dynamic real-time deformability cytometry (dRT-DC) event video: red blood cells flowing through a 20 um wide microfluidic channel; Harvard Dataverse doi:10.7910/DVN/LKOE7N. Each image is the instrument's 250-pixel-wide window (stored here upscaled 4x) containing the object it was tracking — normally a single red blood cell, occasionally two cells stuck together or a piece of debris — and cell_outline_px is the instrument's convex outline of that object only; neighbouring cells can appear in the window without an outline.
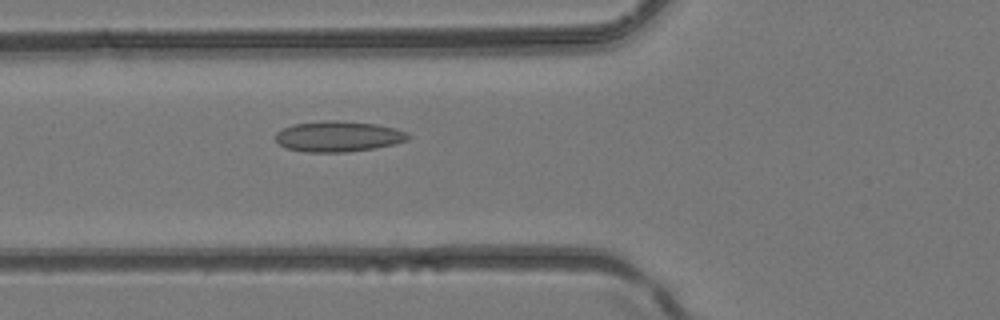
{"species": "common noctule bat (a hibernating species)", "species_latin": "Nyctalus noctula", "temperature_condition": "room temperature", "stored_images_in_passage": 33, "camera_frame_rate_fps": 3000, "um_per_image_px": 0.085, "animal": {"sex": "female", "body_mass_g": 24.6, "forearm_length_mm": 56.2}, "frame": {"image": 1, "passage_image": 6, "time_ms": 1.667, "image_size_px": [1000, 320], "cell_outline_px": [[412, 136], [408, 140], [392, 144], [372, 148], [344, 152], [308, 152], [288, 148], [280, 144], [276, 140], [276, 132], [292, 124], [328, 120], [336, 120], [376, 124], [396, 128], [408, 132]], "centroid_in_image_um": [28.78, 11.58], "position_along_channel_um": 97.0, "area_um2": 23.52}}
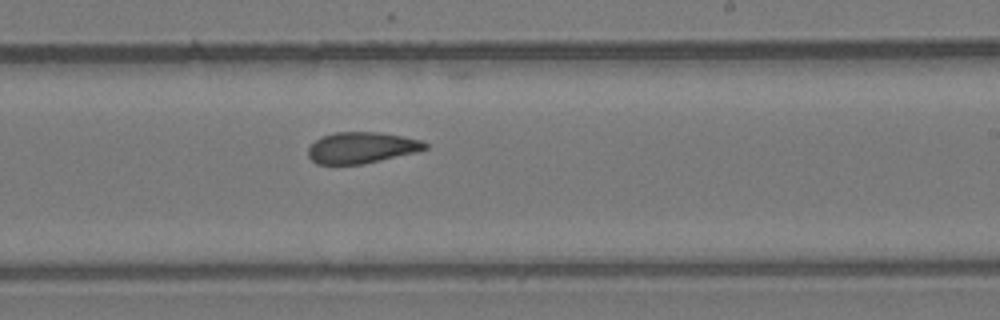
{"frame": {"image": 2, "passage_image": 16, "time_ms": 5.0, "image_size_px": [1000, 320], "cell_outline_px": [[428, 148], [416, 152], [380, 160], [360, 164], [316, 164], [308, 156], [308, 148], [320, 136], [336, 132], [380, 132], [420, 140], [428, 144]], "centroid_in_image_um": [30.71, 12.55], "position_along_channel_um": 258.3, "area_um2": 21.1}}
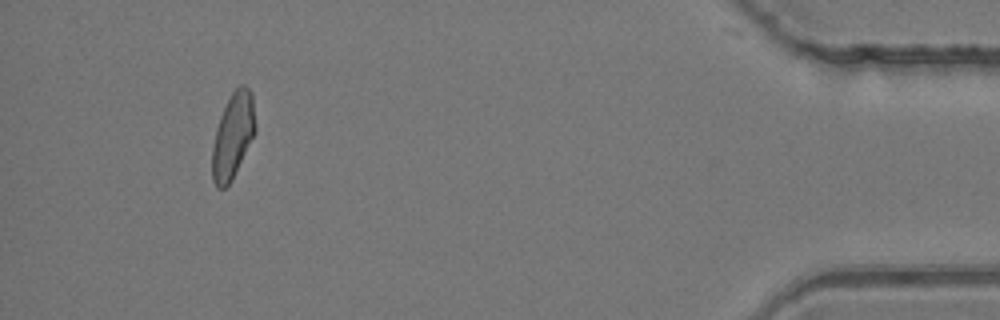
{"frame": {"image": 3, "passage_image": 30, "time_ms": 9.667, "image_size_px": [1000, 320], "cell_outline_px": [[256, 132], [232, 180], [224, 188], [216, 188], [212, 180], [212, 148], [216, 128], [220, 116], [232, 92], [240, 84], [244, 84], [252, 92], [256, 124]], "centroid_in_image_um": [19.81, 11.54], "position_along_channel_um": 415.4, "area_um2": 21.62}}